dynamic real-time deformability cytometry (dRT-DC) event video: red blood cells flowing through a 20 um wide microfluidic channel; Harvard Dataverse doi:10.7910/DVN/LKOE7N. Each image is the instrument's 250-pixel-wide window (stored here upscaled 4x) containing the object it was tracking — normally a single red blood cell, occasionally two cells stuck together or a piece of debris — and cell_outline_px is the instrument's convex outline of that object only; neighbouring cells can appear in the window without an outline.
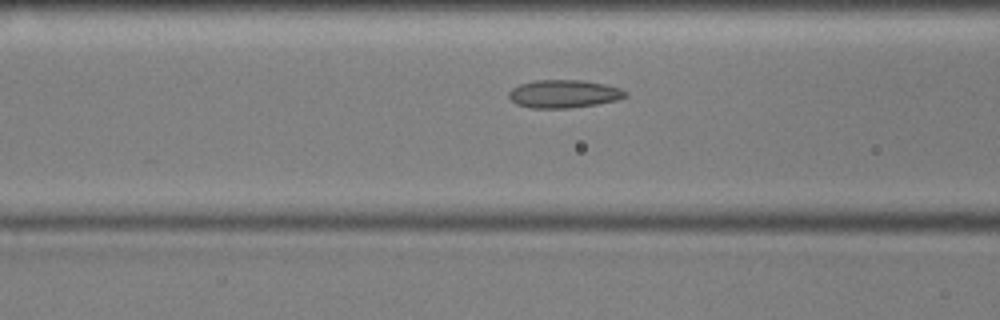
{"species": "common noctule bat (a hibernating species)", "species_latin": "Nyctalus noctula", "temperature_condition": "cold", "stored_images_in_passage": 44, "camera_frame_rate_fps": 3000, "um_per_image_px": 0.085, "animal": {"sex": "male", "body_mass_g": 17.9, "forearm_length_mm": 54.2}, "frame": {"image": 1, "passage_image": 15, "time_ms": 4.667, "image_size_px": [1000, 320], "cell_outline_px": [[628, 96], [616, 100], [596, 104], [568, 108], [532, 108], [516, 104], [508, 96], [508, 92], [512, 88], [520, 84], [536, 80], [584, 80], [604, 84], [620, 88], [628, 92]], "centroid_in_image_um": [47.93, 7.97], "position_along_channel_um": 118.7, "area_um2": 19.02}}
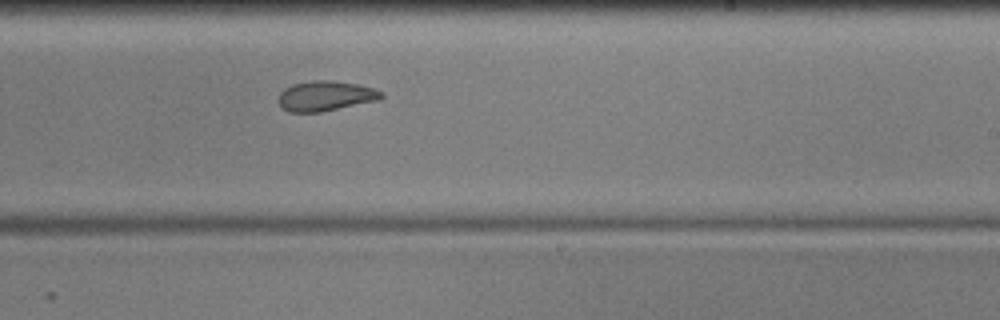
{"frame": {"image": 2, "passage_image": 27, "time_ms": 8.667, "image_size_px": [1000, 320], "cell_outline_px": [[384, 96], [380, 100], [320, 112], [288, 112], [280, 108], [276, 100], [280, 92], [284, 88], [292, 84], [312, 80], [332, 80], [356, 84], [372, 88], [384, 92]], "centroid_in_image_um": [27.62, 8.16], "position_along_channel_um": 261.4, "area_um2": 18.32}}
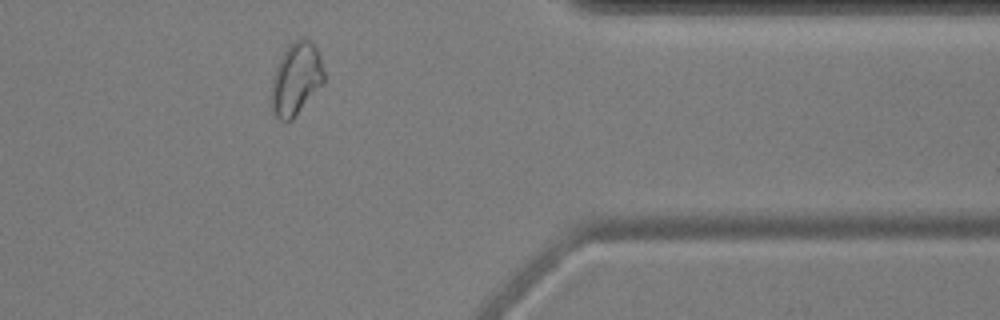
{"frame": {"image": 3, "passage_image": 39, "time_ms": 12.667, "image_size_px": [1000, 320], "cell_outline_px": [[324, 84], [292, 120], [288, 124], [284, 124], [272, 112], [272, 80], [276, 68], [288, 44], [300, 36], [304, 36], [316, 48], [320, 56], [324, 72]], "centroid_in_image_um": [25.18, 6.73], "position_along_channel_um": 386.2, "area_um2": 22.43}}